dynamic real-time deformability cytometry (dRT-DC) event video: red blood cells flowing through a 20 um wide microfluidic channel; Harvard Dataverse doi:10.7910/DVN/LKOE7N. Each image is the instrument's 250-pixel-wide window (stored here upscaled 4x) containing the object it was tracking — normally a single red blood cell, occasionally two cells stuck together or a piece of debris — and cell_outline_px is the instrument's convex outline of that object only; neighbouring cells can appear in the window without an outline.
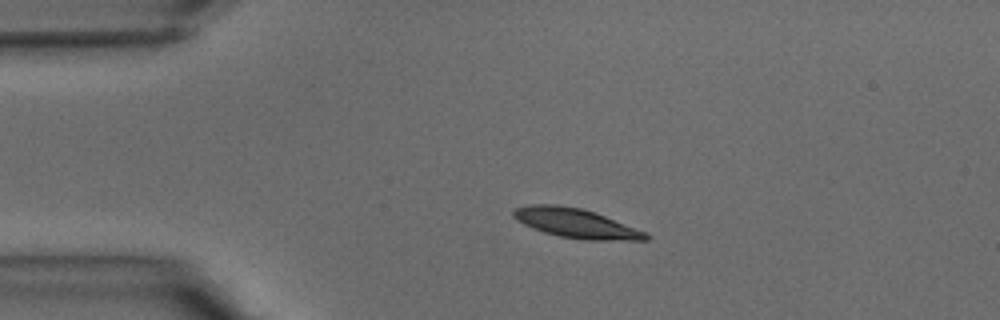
{"species": "common noctule bat (a hibernating species)", "species_latin": "Nyctalus noctula", "temperature_condition": "warm", "stored_images_in_passage": 36, "camera_frame_rate_fps": 3000, "um_per_image_px": 0.085, "animal": {"sex": "male", "body_mass_g": 15.6}, "frame": {"image": 1, "passage_image": 9, "time_ms": 2.667, "image_size_px": [1000, 320], "cell_outline_px": [[652, 236], [648, 240], [584, 240], [560, 236], [544, 232], [524, 224], [516, 220], [512, 216], [512, 212], [516, 208], [532, 204], [556, 204], [580, 208], [604, 216], [644, 232]], "centroid_in_image_um": [48.92, 18.98], "position_along_channel_um": 36.1, "area_um2": 22.25}}
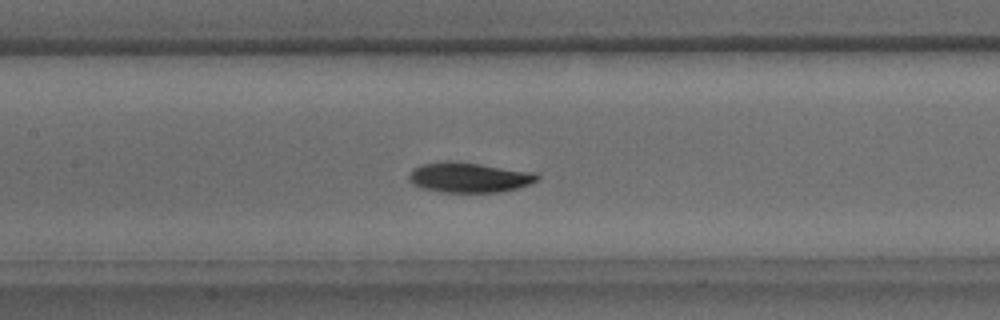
{"frame": {"image": 2, "passage_image": 19, "time_ms": 6.0, "image_size_px": [1000, 320], "cell_outline_px": [[540, 180], [516, 188], [500, 192], [440, 192], [420, 188], [412, 184], [408, 176], [412, 168], [424, 164], [444, 160], [448, 160], [480, 164], [536, 172], [540, 176]], "centroid_in_image_um": [39.86, 15.08], "position_along_channel_um": 167.5, "area_um2": 22.66}}
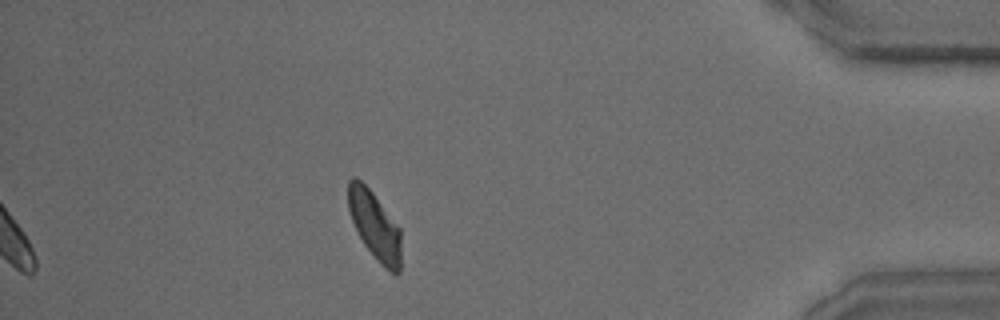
{"frame": {"image": 3, "passage_image": 36, "time_ms": 11.667, "image_size_px": [1000, 320], "cell_outline_px": [[400, 272], [396, 276], [384, 268], [380, 264], [364, 244], [352, 220], [348, 208], [348, 180], [352, 176], [356, 176], [372, 192], [400, 228]], "centroid_in_image_um": [31.85, 19.18], "position_along_channel_um": 403.4, "area_um2": 20.87}}